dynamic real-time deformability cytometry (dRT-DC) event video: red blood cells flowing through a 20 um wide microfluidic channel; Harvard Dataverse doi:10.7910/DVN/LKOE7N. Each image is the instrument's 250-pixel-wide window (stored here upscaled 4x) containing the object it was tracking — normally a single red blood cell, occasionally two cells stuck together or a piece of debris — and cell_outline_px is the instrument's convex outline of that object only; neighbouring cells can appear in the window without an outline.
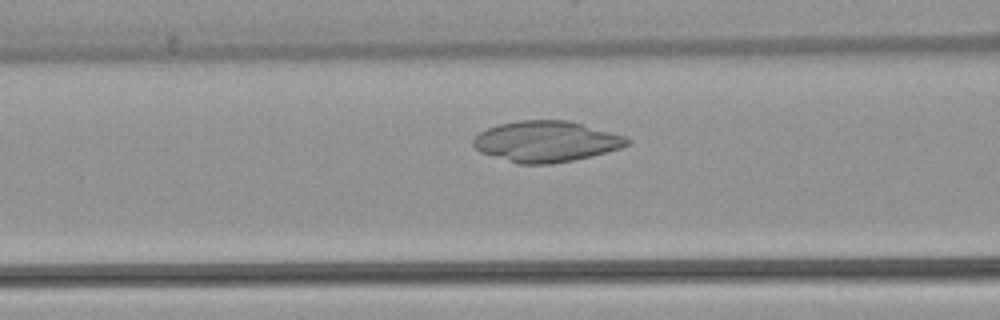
{"species": "common noctule bat (a hibernating species)", "species_latin": "Nyctalus noctula", "temperature_condition": "warm", "stored_images_in_passage": 48, "camera_frame_rate_fps": 3000, "um_per_image_px": 0.085, "animal": {"sex": "female", "body_mass_g": 22.7, "forearm_length_mm": 54.2}, "frame": {"image": 1, "passage_image": 17, "time_ms": 5.333, "image_size_px": [1000, 320], "cell_outline_px": [[632, 140], [628, 144], [620, 148], [592, 156], [572, 160], [548, 164], [516, 164], [480, 152], [472, 144], [472, 140], [480, 132], [488, 128], [500, 124], [520, 120], [568, 120], [624, 136]], "centroid_in_image_um": [46.4, 12.03], "position_along_channel_um": 120.2, "area_um2": 36.47}}
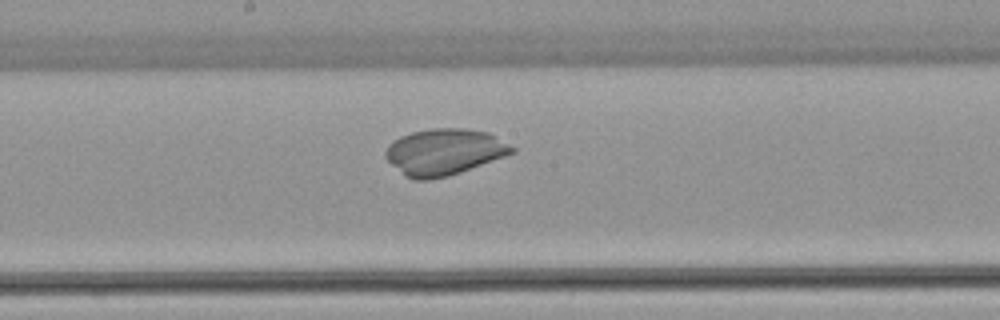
{"frame": {"image": 2, "passage_image": 24, "time_ms": 7.667, "image_size_px": [1000, 320], "cell_outline_px": [[516, 152], [460, 172], [448, 176], [428, 180], [412, 180], [404, 176], [384, 156], [384, 152], [388, 144], [400, 136], [412, 132], [432, 128], [464, 128], [488, 132], [516, 148]], "centroid_in_image_um": [37.73, 12.91], "position_along_channel_um": 210.5, "area_um2": 34.16}}
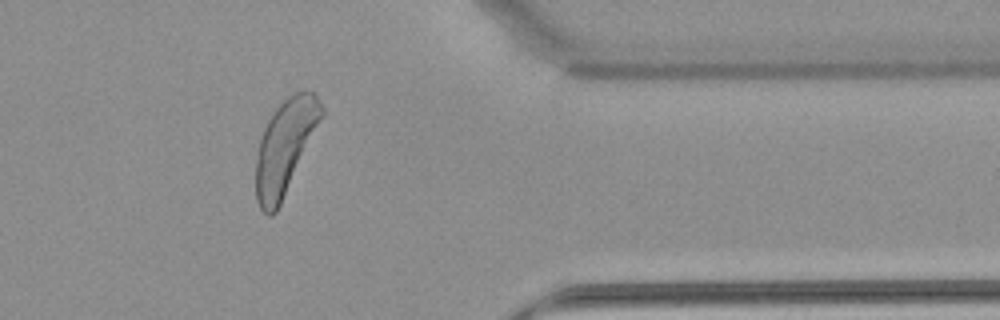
{"frame": {"image": 3, "passage_image": 39, "time_ms": 12.667, "image_size_px": [1000, 320], "cell_outline_px": [[324, 116], [276, 212], [272, 216], [268, 216], [260, 208], [256, 200], [256, 152], [264, 128], [272, 112], [288, 96], [296, 92], [312, 92], [320, 100], [324, 108]], "centroid_in_image_um": [24.23, 12.48], "position_along_channel_um": 387.2, "area_um2": 35.78}}